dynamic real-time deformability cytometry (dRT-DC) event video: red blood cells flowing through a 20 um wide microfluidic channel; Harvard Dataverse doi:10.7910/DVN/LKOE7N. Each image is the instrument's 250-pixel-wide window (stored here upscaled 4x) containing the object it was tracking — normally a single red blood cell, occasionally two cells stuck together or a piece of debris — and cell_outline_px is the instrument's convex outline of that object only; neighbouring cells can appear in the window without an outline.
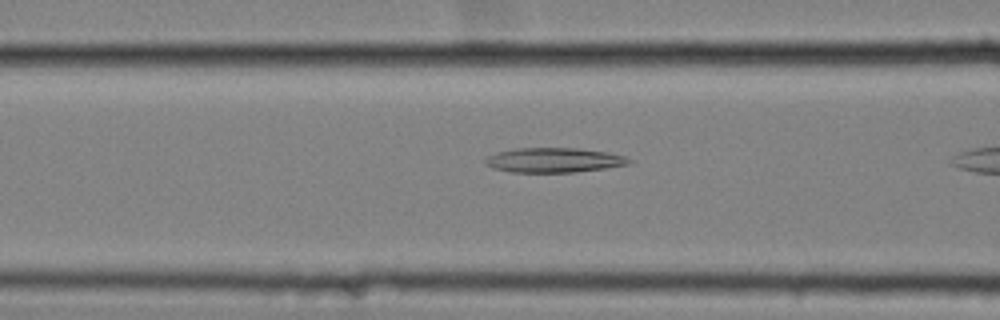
{"species": "common noctule bat (a hibernating species)", "species_latin": "Nyctalus noctula", "temperature_condition": "cold", "stored_images_in_passage": 8, "camera_frame_rate_fps": 3000, "um_per_image_px": 0.085, "animal": {"sex": "female", "body_mass_g": 25.1}, "frame": {"image": 1, "passage_image": 7, "time_ms": 2.0, "image_size_px": [1000, 320], "cell_outline_px": [[636, 160], [628, 164], [604, 168], [576, 172], [512, 172], [492, 168], [484, 164], [484, 160], [488, 156], [496, 152], [516, 148], [580, 148], [608, 152], [624, 156]], "centroid_in_image_um": [47.08, 13.6], "position_along_channel_um": 119.5, "area_um2": 20.81}}